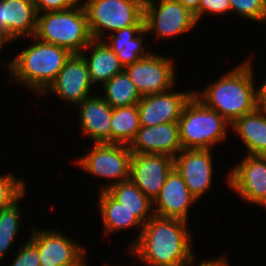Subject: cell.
I'll use <instances>...</instances> for the list:
<instances>
[{
	"label": "cell",
	"instance_id": "cell-1",
	"mask_svg": "<svg viewBox=\"0 0 266 266\" xmlns=\"http://www.w3.org/2000/svg\"><path fill=\"white\" fill-rule=\"evenodd\" d=\"M188 222L153 215L141 234L128 246V253L146 266H194L192 234Z\"/></svg>",
	"mask_w": 266,
	"mask_h": 266
},
{
	"label": "cell",
	"instance_id": "cell-2",
	"mask_svg": "<svg viewBox=\"0 0 266 266\" xmlns=\"http://www.w3.org/2000/svg\"><path fill=\"white\" fill-rule=\"evenodd\" d=\"M251 60L248 58L235 66L201 92L194 90L197 98L208 108L217 111L230 124L258 107L259 86H255Z\"/></svg>",
	"mask_w": 266,
	"mask_h": 266
},
{
	"label": "cell",
	"instance_id": "cell-3",
	"mask_svg": "<svg viewBox=\"0 0 266 266\" xmlns=\"http://www.w3.org/2000/svg\"><path fill=\"white\" fill-rule=\"evenodd\" d=\"M7 62L12 81L41 95L56 79L72 53L63 47L38 40ZM35 42V43H34Z\"/></svg>",
	"mask_w": 266,
	"mask_h": 266
},
{
	"label": "cell",
	"instance_id": "cell-4",
	"mask_svg": "<svg viewBox=\"0 0 266 266\" xmlns=\"http://www.w3.org/2000/svg\"><path fill=\"white\" fill-rule=\"evenodd\" d=\"M34 37L80 54L93 40L82 3L63 11L38 13Z\"/></svg>",
	"mask_w": 266,
	"mask_h": 266
},
{
	"label": "cell",
	"instance_id": "cell-5",
	"mask_svg": "<svg viewBox=\"0 0 266 266\" xmlns=\"http://www.w3.org/2000/svg\"><path fill=\"white\" fill-rule=\"evenodd\" d=\"M182 149H211L226 141L231 124L195 95L186 103L178 121Z\"/></svg>",
	"mask_w": 266,
	"mask_h": 266
},
{
	"label": "cell",
	"instance_id": "cell-6",
	"mask_svg": "<svg viewBox=\"0 0 266 266\" xmlns=\"http://www.w3.org/2000/svg\"><path fill=\"white\" fill-rule=\"evenodd\" d=\"M92 39L104 40L105 32L144 26L145 0H81Z\"/></svg>",
	"mask_w": 266,
	"mask_h": 266
},
{
	"label": "cell",
	"instance_id": "cell-7",
	"mask_svg": "<svg viewBox=\"0 0 266 266\" xmlns=\"http://www.w3.org/2000/svg\"><path fill=\"white\" fill-rule=\"evenodd\" d=\"M132 151L128 145L113 143H94L90 152L75 163L84 171L102 179H112L107 185H101L99 191L107 190L118 182L129 179Z\"/></svg>",
	"mask_w": 266,
	"mask_h": 266
},
{
	"label": "cell",
	"instance_id": "cell-8",
	"mask_svg": "<svg viewBox=\"0 0 266 266\" xmlns=\"http://www.w3.org/2000/svg\"><path fill=\"white\" fill-rule=\"evenodd\" d=\"M145 0L144 28L159 39L178 37L198 23L195 15L177 0ZM158 3V4H157Z\"/></svg>",
	"mask_w": 266,
	"mask_h": 266
},
{
	"label": "cell",
	"instance_id": "cell-9",
	"mask_svg": "<svg viewBox=\"0 0 266 266\" xmlns=\"http://www.w3.org/2000/svg\"><path fill=\"white\" fill-rule=\"evenodd\" d=\"M141 96L162 93L175 86L173 59L161 54L150 53L124 68Z\"/></svg>",
	"mask_w": 266,
	"mask_h": 266
},
{
	"label": "cell",
	"instance_id": "cell-10",
	"mask_svg": "<svg viewBox=\"0 0 266 266\" xmlns=\"http://www.w3.org/2000/svg\"><path fill=\"white\" fill-rule=\"evenodd\" d=\"M29 240L36 246L41 266L86 265V252L80 243L62 231L33 229Z\"/></svg>",
	"mask_w": 266,
	"mask_h": 266
},
{
	"label": "cell",
	"instance_id": "cell-11",
	"mask_svg": "<svg viewBox=\"0 0 266 266\" xmlns=\"http://www.w3.org/2000/svg\"><path fill=\"white\" fill-rule=\"evenodd\" d=\"M227 184L244 201L266 208V157L246 155L227 174Z\"/></svg>",
	"mask_w": 266,
	"mask_h": 266
},
{
	"label": "cell",
	"instance_id": "cell-12",
	"mask_svg": "<svg viewBox=\"0 0 266 266\" xmlns=\"http://www.w3.org/2000/svg\"><path fill=\"white\" fill-rule=\"evenodd\" d=\"M93 87L84 58L81 54H72L41 96H46L49 91V94L63 99L67 104L78 105L92 96L90 92Z\"/></svg>",
	"mask_w": 266,
	"mask_h": 266
},
{
	"label": "cell",
	"instance_id": "cell-13",
	"mask_svg": "<svg viewBox=\"0 0 266 266\" xmlns=\"http://www.w3.org/2000/svg\"><path fill=\"white\" fill-rule=\"evenodd\" d=\"M173 168L174 159L168 155L132 153L129 179L154 202Z\"/></svg>",
	"mask_w": 266,
	"mask_h": 266
},
{
	"label": "cell",
	"instance_id": "cell-14",
	"mask_svg": "<svg viewBox=\"0 0 266 266\" xmlns=\"http://www.w3.org/2000/svg\"><path fill=\"white\" fill-rule=\"evenodd\" d=\"M211 151V149H182L173 158L174 168L182 176L197 201L212 187L214 165Z\"/></svg>",
	"mask_w": 266,
	"mask_h": 266
},
{
	"label": "cell",
	"instance_id": "cell-15",
	"mask_svg": "<svg viewBox=\"0 0 266 266\" xmlns=\"http://www.w3.org/2000/svg\"><path fill=\"white\" fill-rule=\"evenodd\" d=\"M195 91H173L142 96L137 104L140 126L178 122Z\"/></svg>",
	"mask_w": 266,
	"mask_h": 266
},
{
	"label": "cell",
	"instance_id": "cell-16",
	"mask_svg": "<svg viewBox=\"0 0 266 266\" xmlns=\"http://www.w3.org/2000/svg\"><path fill=\"white\" fill-rule=\"evenodd\" d=\"M128 147L134 154H162L174 158L182 150L178 122L140 126Z\"/></svg>",
	"mask_w": 266,
	"mask_h": 266
},
{
	"label": "cell",
	"instance_id": "cell-17",
	"mask_svg": "<svg viewBox=\"0 0 266 266\" xmlns=\"http://www.w3.org/2000/svg\"><path fill=\"white\" fill-rule=\"evenodd\" d=\"M196 202L182 176L173 168L153 202L154 215L188 222L189 208Z\"/></svg>",
	"mask_w": 266,
	"mask_h": 266
},
{
	"label": "cell",
	"instance_id": "cell-18",
	"mask_svg": "<svg viewBox=\"0 0 266 266\" xmlns=\"http://www.w3.org/2000/svg\"><path fill=\"white\" fill-rule=\"evenodd\" d=\"M37 15L32 0H0V31L12 42L31 38L36 31Z\"/></svg>",
	"mask_w": 266,
	"mask_h": 266
},
{
	"label": "cell",
	"instance_id": "cell-19",
	"mask_svg": "<svg viewBox=\"0 0 266 266\" xmlns=\"http://www.w3.org/2000/svg\"><path fill=\"white\" fill-rule=\"evenodd\" d=\"M81 132L93 143H110L113 108L100 96H90L77 105Z\"/></svg>",
	"mask_w": 266,
	"mask_h": 266
},
{
	"label": "cell",
	"instance_id": "cell-20",
	"mask_svg": "<svg viewBox=\"0 0 266 266\" xmlns=\"http://www.w3.org/2000/svg\"><path fill=\"white\" fill-rule=\"evenodd\" d=\"M87 50L90 51L88 56ZM80 54L87 64L93 86L97 83L103 86L113 76L124 71L119 58L105 40L93 39Z\"/></svg>",
	"mask_w": 266,
	"mask_h": 266
},
{
	"label": "cell",
	"instance_id": "cell-21",
	"mask_svg": "<svg viewBox=\"0 0 266 266\" xmlns=\"http://www.w3.org/2000/svg\"><path fill=\"white\" fill-rule=\"evenodd\" d=\"M147 34L144 26H128L109 34V42H105L125 68L151 53L147 52L144 46V36Z\"/></svg>",
	"mask_w": 266,
	"mask_h": 266
},
{
	"label": "cell",
	"instance_id": "cell-22",
	"mask_svg": "<svg viewBox=\"0 0 266 266\" xmlns=\"http://www.w3.org/2000/svg\"><path fill=\"white\" fill-rule=\"evenodd\" d=\"M247 149V155H264L266 153V116L257 107L253 112L239 117L230 129Z\"/></svg>",
	"mask_w": 266,
	"mask_h": 266
},
{
	"label": "cell",
	"instance_id": "cell-23",
	"mask_svg": "<svg viewBox=\"0 0 266 266\" xmlns=\"http://www.w3.org/2000/svg\"><path fill=\"white\" fill-rule=\"evenodd\" d=\"M98 208L104 225V236L135 227L141 229V234L143 224L106 190L99 192Z\"/></svg>",
	"mask_w": 266,
	"mask_h": 266
},
{
	"label": "cell",
	"instance_id": "cell-24",
	"mask_svg": "<svg viewBox=\"0 0 266 266\" xmlns=\"http://www.w3.org/2000/svg\"><path fill=\"white\" fill-rule=\"evenodd\" d=\"M143 225L154 215L153 202L130 179L106 190Z\"/></svg>",
	"mask_w": 266,
	"mask_h": 266
},
{
	"label": "cell",
	"instance_id": "cell-25",
	"mask_svg": "<svg viewBox=\"0 0 266 266\" xmlns=\"http://www.w3.org/2000/svg\"><path fill=\"white\" fill-rule=\"evenodd\" d=\"M140 128L137 104L113 108L110 143L129 145Z\"/></svg>",
	"mask_w": 266,
	"mask_h": 266
},
{
	"label": "cell",
	"instance_id": "cell-26",
	"mask_svg": "<svg viewBox=\"0 0 266 266\" xmlns=\"http://www.w3.org/2000/svg\"><path fill=\"white\" fill-rule=\"evenodd\" d=\"M100 95L112 108L138 104L142 96L125 71L116 74L102 86Z\"/></svg>",
	"mask_w": 266,
	"mask_h": 266
},
{
	"label": "cell",
	"instance_id": "cell-27",
	"mask_svg": "<svg viewBox=\"0 0 266 266\" xmlns=\"http://www.w3.org/2000/svg\"><path fill=\"white\" fill-rule=\"evenodd\" d=\"M25 194L26 191L11 205L0 209V263L17 238L22 221L19 201L26 196Z\"/></svg>",
	"mask_w": 266,
	"mask_h": 266
},
{
	"label": "cell",
	"instance_id": "cell-28",
	"mask_svg": "<svg viewBox=\"0 0 266 266\" xmlns=\"http://www.w3.org/2000/svg\"><path fill=\"white\" fill-rule=\"evenodd\" d=\"M231 11L255 22L266 23V0H229Z\"/></svg>",
	"mask_w": 266,
	"mask_h": 266
},
{
	"label": "cell",
	"instance_id": "cell-29",
	"mask_svg": "<svg viewBox=\"0 0 266 266\" xmlns=\"http://www.w3.org/2000/svg\"><path fill=\"white\" fill-rule=\"evenodd\" d=\"M14 176L11 172L0 175V209L11 205L26 191L24 180Z\"/></svg>",
	"mask_w": 266,
	"mask_h": 266
},
{
	"label": "cell",
	"instance_id": "cell-30",
	"mask_svg": "<svg viewBox=\"0 0 266 266\" xmlns=\"http://www.w3.org/2000/svg\"><path fill=\"white\" fill-rule=\"evenodd\" d=\"M11 266H41L39 261V254L36 246L28 239L17 250Z\"/></svg>",
	"mask_w": 266,
	"mask_h": 266
},
{
	"label": "cell",
	"instance_id": "cell-31",
	"mask_svg": "<svg viewBox=\"0 0 266 266\" xmlns=\"http://www.w3.org/2000/svg\"><path fill=\"white\" fill-rule=\"evenodd\" d=\"M38 13L63 11L81 3V0H32Z\"/></svg>",
	"mask_w": 266,
	"mask_h": 266
},
{
	"label": "cell",
	"instance_id": "cell-32",
	"mask_svg": "<svg viewBox=\"0 0 266 266\" xmlns=\"http://www.w3.org/2000/svg\"><path fill=\"white\" fill-rule=\"evenodd\" d=\"M231 11L229 0H200L199 20L207 13L224 15Z\"/></svg>",
	"mask_w": 266,
	"mask_h": 266
},
{
	"label": "cell",
	"instance_id": "cell-33",
	"mask_svg": "<svg viewBox=\"0 0 266 266\" xmlns=\"http://www.w3.org/2000/svg\"><path fill=\"white\" fill-rule=\"evenodd\" d=\"M228 261L227 254L226 255H221V257H217L214 259H207V260H202L198 264V266H230Z\"/></svg>",
	"mask_w": 266,
	"mask_h": 266
},
{
	"label": "cell",
	"instance_id": "cell-34",
	"mask_svg": "<svg viewBox=\"0 0 266 266\" xmlns=\"http://www.w3.org/2000/svg\"><path fill=\"white\" fill-rule=\"evenodd\" d=\"M179 3H181L183 6H185L187 9H189L194 15L199 23V6H200V0H177Z\"/></svg>",
	"mask_w": 266,
	"mask_h": 266
},
{
	"label": "cell",
	"instance_id": "cell-35",
	"mask_svg": "<svg viewBox=\"0 0 266 266\" xmlns=\"http://www.w3.org/2000/svg\"><path fill=\"white\" fill-rule=\"evenodd\" d=\"M258 108L266 116V82L264 81L262 85L260 84L258 90Z\"/></svg>",
	"mask_w": 266,
	"mask_h": 266
},
{
	"label": "cell",
	"instance_id": "cell-36",
	"mask_svg": "<svg viewBox=\"0 0 266 266\" xmlns=\"http://www.w3.org/2000/svg\"><path fill=\"white\" fill-rule=\"evenodd\" d=\"M10 42L11 40L6 36V34L0 31V51L2 50V47L5 46V44H8Z\"/></svg>",
	"mask_w": 266,
	"mask_h": 266
},
{
	"label": "cell",
	"instance_id": "cell-37",
	"mask_svg": "<svg viewBox=\"0 0 266 266\" xmlns=\"http://www.w3.org/2000/svg\"><path fill=\"white\" fill-rule=\"evenodd\" d=\"M68 266H87V265H68Z\"/></svg>",
	"mask_w": 266,
	"mask_h": 266
}]
</instances>
